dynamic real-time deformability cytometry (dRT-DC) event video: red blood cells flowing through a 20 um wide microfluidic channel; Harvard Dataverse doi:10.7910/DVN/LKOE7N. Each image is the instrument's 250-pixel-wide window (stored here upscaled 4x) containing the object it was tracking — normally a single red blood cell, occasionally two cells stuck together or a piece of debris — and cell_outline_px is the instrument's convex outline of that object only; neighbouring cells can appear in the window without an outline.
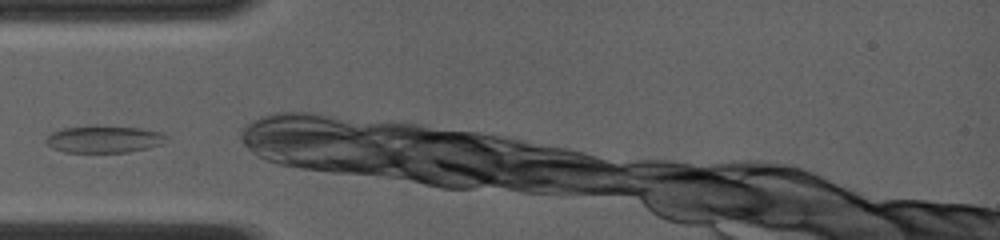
{"species": "common noctule bat (a hibernating species)", "species_latin": "Nyctalus noctula", "temperature_condition": "room temperature", "stored_images_in_passage": 37, "camera_frame_rate_fps": 4000, "um_per_image_px": 0.085, "animal": {"sex": "female", "body_mass_g": 19.0, "forearm_length_mm": 56.7}, "frame": {"image": 1, "passage_image": 1, "time_ms": 0.0, "image_size_px": [1000, 240], "cell_outline_px": [[168, 136], [160, 144], [148, 148], [128, 152], [64, 152], [52, 148], [44, 140], [52, 132], [60, 128], [92, 124], [96, 124], [140, 128], [164, 132]], "centroid_in_image_um": [8.81, 11.8], "position_along_channel_um": 76.2, "area_um2": 19.48}}
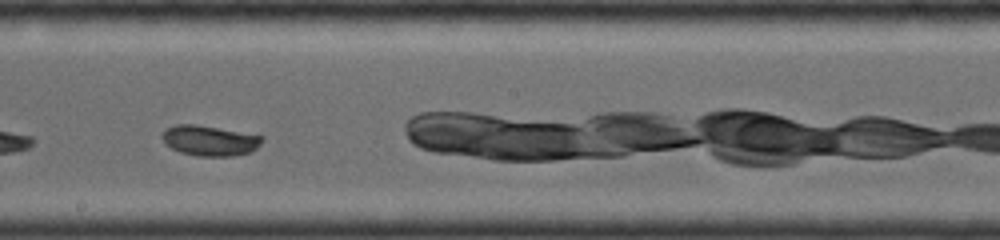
{"frame": {"image": 2, "passage_image": 16, "time_ms": 3.75, "image_size_px": [1000, 240], "cell_outline_px": [[264, 140], [252, 152], [232, 156], [196, 156], [180, 152], [172, 148], [160, 136], [164, 128], [176, 124], [196, 124], [264, 136]], "centroid_in_image_um": [17.82, 11.94], "position_along_channel_um": 230.4, "area_um2": 17.74}}